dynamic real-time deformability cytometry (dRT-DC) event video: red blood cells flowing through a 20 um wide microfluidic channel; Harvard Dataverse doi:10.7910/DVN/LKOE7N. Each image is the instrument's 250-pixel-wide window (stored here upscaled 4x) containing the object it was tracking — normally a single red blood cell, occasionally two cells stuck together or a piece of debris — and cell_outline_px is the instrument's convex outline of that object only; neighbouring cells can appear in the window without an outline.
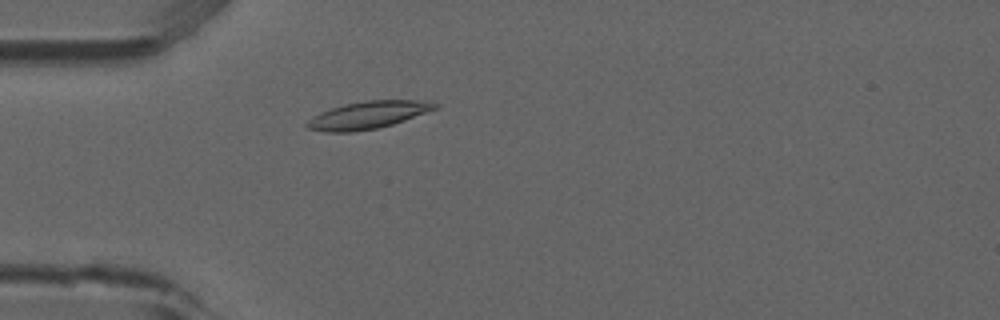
{"species": "common noctule bat (a hibernating species)", "species_latin": "Nyctalus noctula", "temperature_condition": "room temperature", "stored_images_in_passage": 4, "camera_frame_rate_fps": 3000, "um_per_image_px": 0.085, "animal": {"sex": "male", "forearm_length_mm": 52.5}, "frame": {"image": 1, "passage_image": 4, "time_ms": 1.0, "image_size_px": [1000, 320], "cell_outline_px": [[440, 108], [392, 124], [376, 128], [352, 132], [324, 132], [308, 128], [304, 124], [312, 116], [320, 112], [344, 104], [364, 100], [416, 100], [440, 104]], "centroid_in_image_um": [31.26, 9.77], "position_along_channel_um": 53.7, "area_um2": 20.46}}